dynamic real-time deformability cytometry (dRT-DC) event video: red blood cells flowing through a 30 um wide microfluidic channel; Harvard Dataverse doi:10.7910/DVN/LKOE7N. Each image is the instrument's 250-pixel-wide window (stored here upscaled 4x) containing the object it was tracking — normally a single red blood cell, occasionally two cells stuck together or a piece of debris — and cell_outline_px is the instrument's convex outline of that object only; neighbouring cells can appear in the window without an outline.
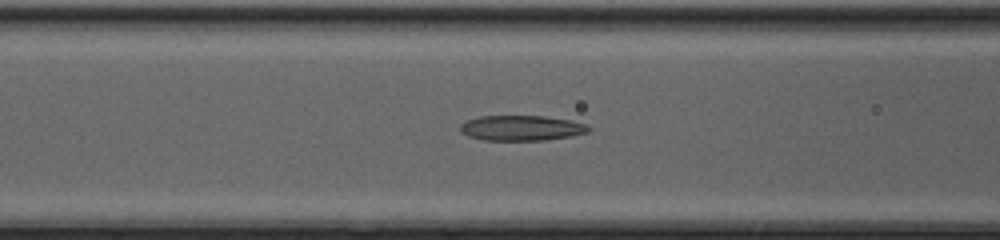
{"species": "common noctule bat (a hibernating species)", "species_latin": "Nyctalus noctula", "temperature_condition": "cold", "stored_images_in_passage": 50, "camera_frame_rate_fps": 3000, "um_per_image_px": 0.085, "animal": {"sex": "female", "body_mass_g": 20.0, "forearm_length_mm": 54.0}, "frame": {"image": 1, "passage_image": 23, "time_ms": 7.333, "image_size_px": [1000, 240], "cell_outline_px": [[592, 128], [588, 132], [572, 136], [544, 140], [484, 140], [468, 136], [460, 132], [460, 124], [468, 120], [480, 116], [544, 116], [572, 120], [588, 124]], "centroid_in_image_um": [44.36, 10.88], "position_along_channel_um": 122.2, "area_um2": 19.02}}
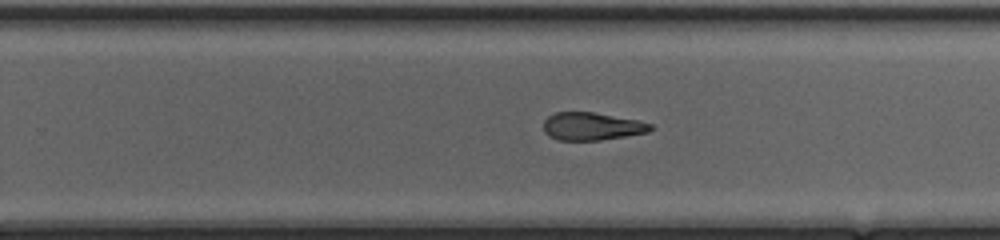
{"frame": {"image": 2, "passage_image": 34, "time_ms": 11.0, "image_size_px": [1000, 240], "cell_outline_px": [[652, 128], [648, 132], [600, 140], [560, 140], [548, 136], [544, 132], [544, 120], [548, 116], [556, 112], [592, 112], [636, 120], [652, 124]], "centroid_in_image_um": [50.26, 10.74], "position_along_channel_um": 279.5, "area_um2": 17.11}}
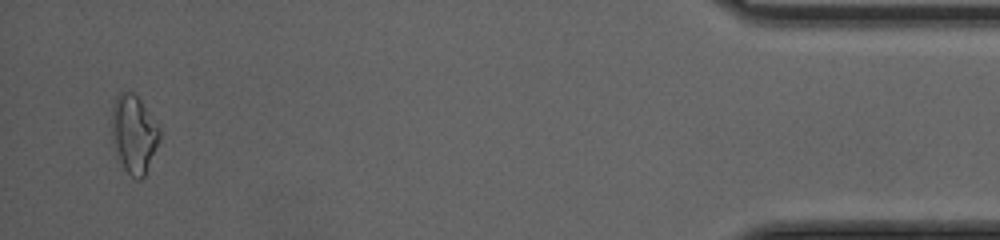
{"frame": {"image": 3, "passage_image": 49, "time_ms": 16.0, "image_size_px": [1000, 240], "cell_outline_px": [[160, 140], [144, 176], [140, 180], [136, 180], [124, 168], [112, 144], [112, 108], [116, 96], [120, 92], [132, 92], [140, 100], [160, 128]], "centroid_in_image_um": [11.37, 11.39], "position_along_channel_um": 423.8, "area_um2": 21.56}, "authors_computed_cell_mechanics": {"area_um2": 19.363, "velocity_mm_per_s": 4.3004, "shape_relaxation_time_tau1_ms": null, "shape_relaxation_time_tau2_ms": 2.3069, "deformation_change_tau1": null, "deformation_change_tau2": 0.1178}}